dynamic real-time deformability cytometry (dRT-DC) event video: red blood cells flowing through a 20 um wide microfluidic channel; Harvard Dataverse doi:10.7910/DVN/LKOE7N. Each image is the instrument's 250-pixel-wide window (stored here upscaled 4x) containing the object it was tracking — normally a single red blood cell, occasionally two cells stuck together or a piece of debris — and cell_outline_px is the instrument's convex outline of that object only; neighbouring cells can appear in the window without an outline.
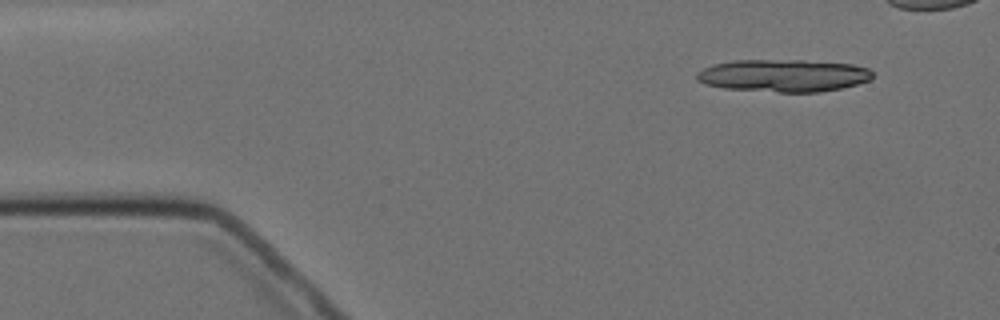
{"species": "Egyptian fruit bat (a non-hibernating species)", "species_latin": "Rousettus aegyptiacus", "temperature_condition": "cold", "stored_images_in_passage": 6, "camera_frame_rate_fps": 3000, "um_per_image_px": 0.085, "animal": {"sex": "female"}, "frame": {"image": 1, "passage_image": 1, "time_ms": 0.0, "image_size_px": [1000, 320], "cell_outline_px": [[872, 80], [840, 88], [820, 92], [780, 92], [724, 88], [704, 84], [696, 80], [696, 72], [712, 64], [732, 60], [804, 60], [852, 64], [868, 68], [872, 72]], "centroid_in_image_um": [66.57, 6.41], "position_along_channel_um": 18.4, "area_um2": 33.41}}
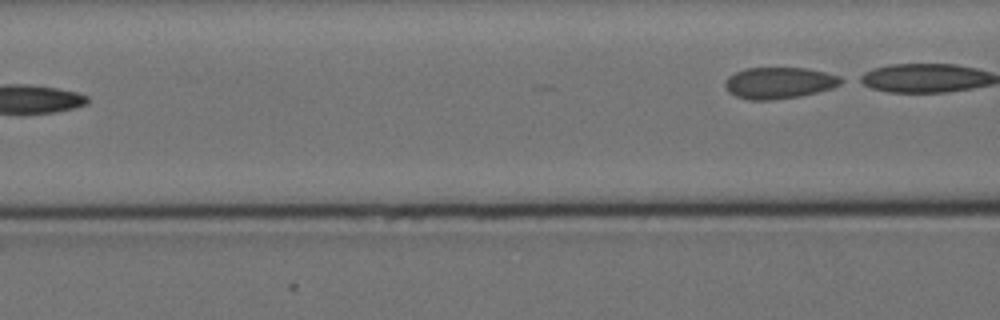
{"frame": {"image": 2, "passage_image": 6, "time_ms": 6.667, "image_size_px": [1000, 320], "cell_outline_px": [[848, 80], [832, 88], [800, 96], [776, 100], [748, 100], [736, 96], [728, 92], [724, 84], [724, 80], [728, 76], [744, 68], [808, 68], [840, 76]], "centroid_in_image_um": [66.23, 7.05], "position_along_channel_um": 100.4, "area_um2": 21.5}}